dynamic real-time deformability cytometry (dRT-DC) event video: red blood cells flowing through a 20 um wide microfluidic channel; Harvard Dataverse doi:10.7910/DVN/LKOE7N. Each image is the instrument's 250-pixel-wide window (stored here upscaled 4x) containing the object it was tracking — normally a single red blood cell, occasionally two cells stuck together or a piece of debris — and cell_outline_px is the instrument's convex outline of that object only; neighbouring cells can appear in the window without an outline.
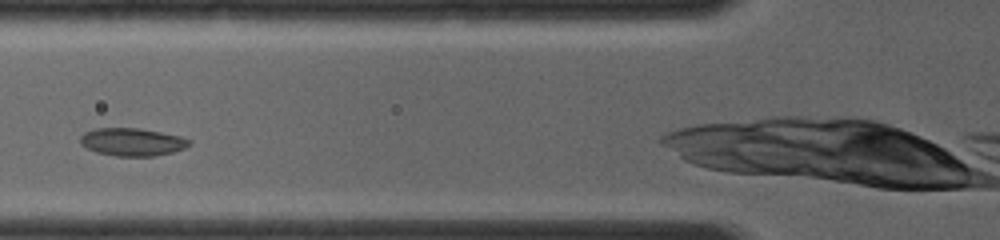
{"species": "common noctule bat (a hibernating species)", "species_latin": "Nyctalus noctula", "temperature_condition": "room temperature", "stored_images_in_passage": 35, "camera_frame_rate_fps": 4000, "um_per_image_px": 0.085, "animal": {"sex": "female", "body_mass_g": 19.0, "forearm_length_mm": 56.7}, "frame": {"image": 1, "passage_image": 10, "time_ms": 2.0, "image_size_px": [1000, 240], "cell_outline_px": [[192, 144], [184, 148], [172, 152], [152, 156], [116, 156], [96, 152], [80, 144], [80, 136], [84, 132], [96, 128], [140, 128], [180, 136], [192, 140]], "centroid_in_image_um": [11.24, 12.06], "position_along_channel_um": 114.6, "area_um2": 17.69}}
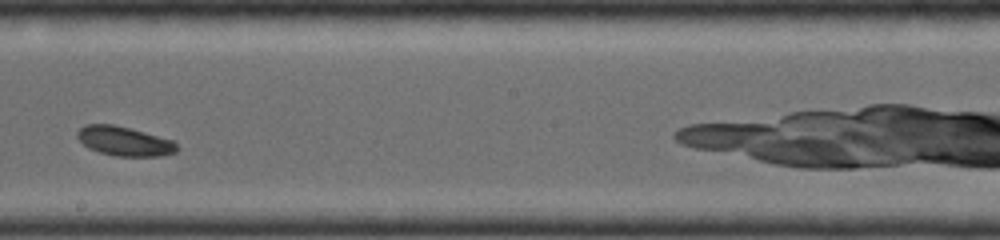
{"frame": {"image": 2, "passage_image": 21, "time_ms": 4.75, "image_size_px": [1000, 240], "cell_outline_px": [[180, 148], [176, 152], [160, 156], [116, 156], [100, 152], [88, 148], [76, 136], [76, 132], [84, 124], [112, 124], [144, 132], [172, 140]], "centroid_in_image_um": [10.56, 12.0], "position_along_channel_um": 237.6, "area_um2": 16.94}}
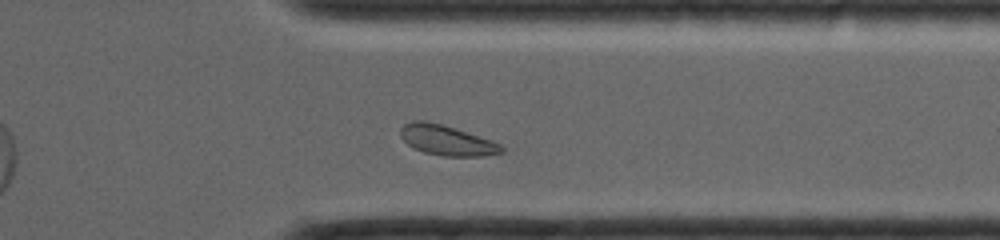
{"frame": {"image": 3, "passage_image": 32, "time_ms": 7.75, "image_size_px": [1000, 240], "cell_outline_px": [[504, 152], [484, 156], [440, 156], [424, 152], [412, 148], [400, 136], [400, 128], [404, 124], [412, 120], [424, 120], [440, 124], [500, 144], [504, 148]], "centroid_in_image_um": [37.91, 11.94], "position_along_channel_um": 373.5, "area_um2": 17.46}}